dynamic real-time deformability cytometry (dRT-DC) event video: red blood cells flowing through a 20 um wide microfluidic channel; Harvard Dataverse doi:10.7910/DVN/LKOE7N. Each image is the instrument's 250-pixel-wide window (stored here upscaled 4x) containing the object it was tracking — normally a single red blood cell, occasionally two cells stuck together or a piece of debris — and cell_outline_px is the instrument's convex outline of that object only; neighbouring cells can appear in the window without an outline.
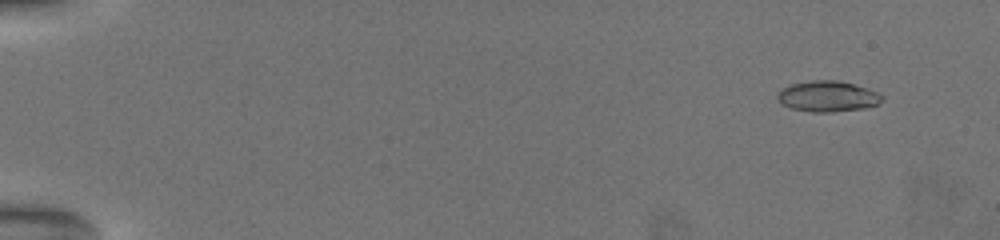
{"species": "common noctule bat (a hibernating species)", "species_latin": "Nyctalus noctula", "temperature_condition": "warm", "stored_images_in_passage": 32, "camera_frame_rate_fps": 3000, "um_per_image_px": 0.085, "animal": {"sex": "female", "body_mass_g": 19.5, "forearm_length_mm": 54.1}, "frame": {"image": 1, "passage_image": 3, "time_ms": 1.333, "image_size_px": [1000, 240], "cell_outline_px": [[880, 100], [876, 104], [864, 108], [828, 112], [812, 112], [792, 108], [780, 104], [776, 96], [784, 88], [792, 84], [816, 80], [832, 80], [852, 84], [876, 92], [880, 96]], "centroid_in_image_um": [70.28, 8.2], "position_along_channel_um": 14.7, "area_um2": 18.09}}
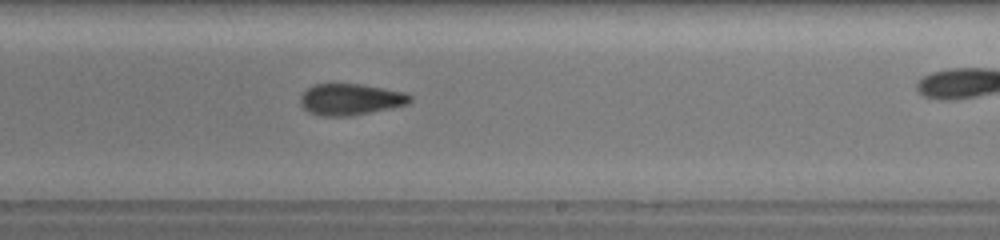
{"frame": {"image": 2, "passage_image": 22, "time_ms": 12.333, "image_size_px": [1000, 240], "cell_outline_px": [[412, 100], [408, 104], [392, 108], [352, 116], [324, 116], [312, 112], [304, 108], [300, 104], [300, 96], [308, 88], [316, 84], [360, 84], [408, 92], [412, 96]], "centroid_in_image_um": [29.85, 8.44], "position_along_channel_um": 259.1, "area_um2": 20.11}}
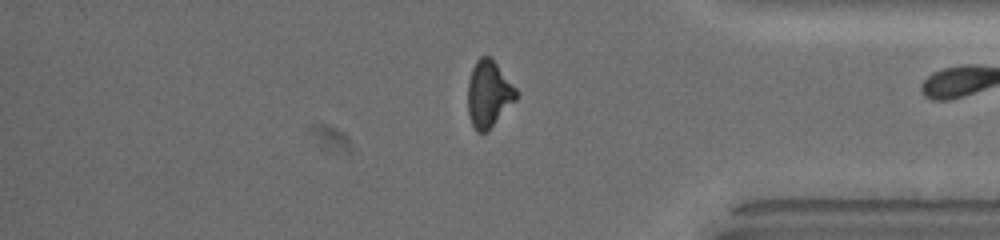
{"frame": {"image": 3, "passage_image": 31, "time_ms": 16.333, "image_size_px": [1000, 240], "cell_outline_px": [[516, 100], [488, 132], [476, 132], [472, 124], [468, 112], [468, 84], [472, 68], [476, 60], [480, 56], [488, 56], [496, 64], [516, 88]], "centroid_in_image_um": [41.52, 8.02], "position_along_channel_um": 393.7, "area_um2": 18.61}}